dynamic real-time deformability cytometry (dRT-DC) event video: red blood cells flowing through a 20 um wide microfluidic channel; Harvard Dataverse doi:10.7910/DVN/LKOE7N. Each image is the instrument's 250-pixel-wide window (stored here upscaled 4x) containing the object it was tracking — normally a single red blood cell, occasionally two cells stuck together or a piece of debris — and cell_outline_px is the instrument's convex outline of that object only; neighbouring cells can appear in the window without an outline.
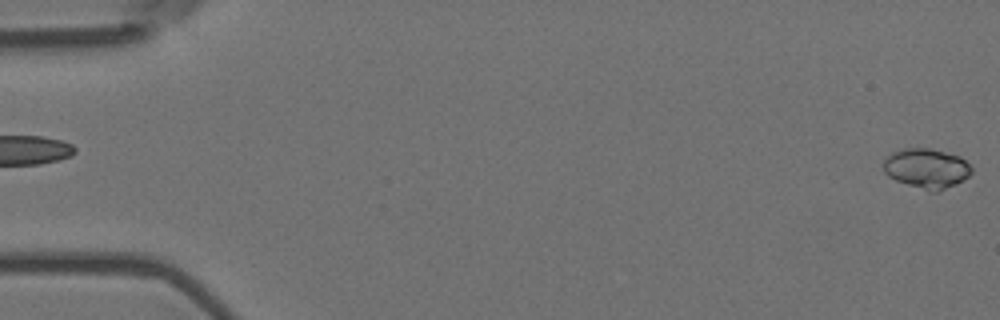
{"species": "Egyptian fruit bat (a non-hibernating species)", "species_latin": "Rousettus aegyptiacus", "temperature_condition": "room temperature", "stored_images_in_passage": 3, "segment_of_instrument_passage": [2, 2], "camera_frame_rate_fps": 3000, "um_per_image_px": 0.085, "animal": {"sex": "female"}, "frame": {"image": 1, "passage_image": 3, "time_ms": 0.667, "image_size_px": [1000, 320], "cell_outline_px": [[972, 172], [968, 176], [936, 192], [932, 192], [896, 180], [888, 176], [884, 172], [884, 156], [892, 152], [904, 148], [932, 148], [960, 156], [972, 168]], "centroid_in_image_um": [78.71, 14.28], "position_along_channel_um": 6.3, "area_um2": 20.17}}